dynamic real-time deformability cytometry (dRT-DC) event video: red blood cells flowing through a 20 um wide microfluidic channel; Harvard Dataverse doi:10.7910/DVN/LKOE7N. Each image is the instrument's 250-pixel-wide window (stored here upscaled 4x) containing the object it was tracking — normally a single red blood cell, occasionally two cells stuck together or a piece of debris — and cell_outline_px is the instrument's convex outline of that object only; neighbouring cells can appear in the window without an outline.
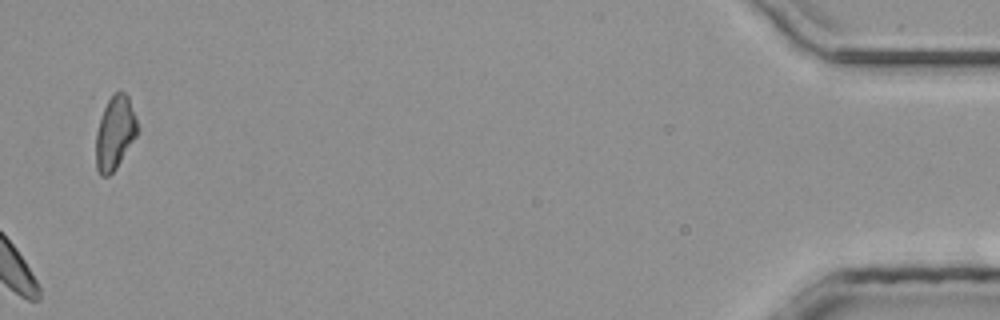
{"species": "common noctule bat (a hibernating species)", "species_latin": "Nyctalus noctula", "temperature_condition": "room temperature", "stored_images_in_passage": 36, "camera_frame_rate_fps": 3000, "um_per_image_px": 0.085, "animal": {"sex": "male", "body_mass_g": 20.4}, "frame": {"image": 1, "passage_image": 36, "time_ms": 11.667, "image_size_px": [1000, 320], "cell_outline_px": [[136, 136], [116, 168], [108, 176], [100, 176], [96, 168], [96, 132], [104, 108], [108, 100], [120, 88], [128, 96], [136, 116]], "centroid_in_image_um": [9.75, 11.29], "position_along_channel_um": 425.4, "area_um2": 17.51}}